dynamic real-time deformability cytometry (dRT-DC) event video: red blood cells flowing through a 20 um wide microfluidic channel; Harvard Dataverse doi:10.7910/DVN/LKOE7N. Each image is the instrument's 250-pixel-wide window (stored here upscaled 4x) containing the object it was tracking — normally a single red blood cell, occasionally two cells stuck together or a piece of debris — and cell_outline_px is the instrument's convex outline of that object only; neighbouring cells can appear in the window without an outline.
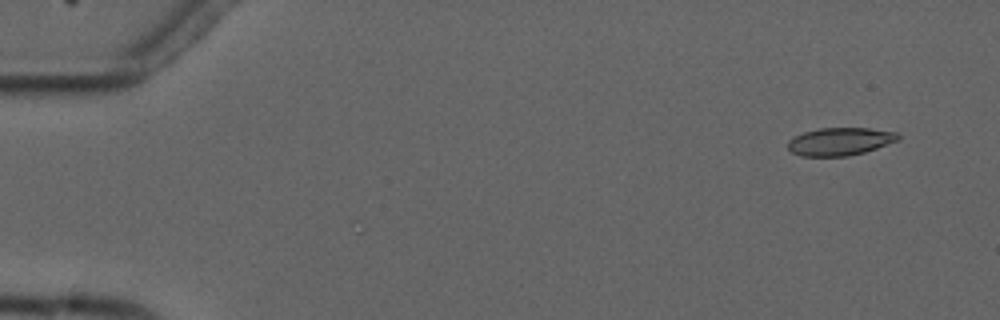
{"species": "common noctule bat (a hibernating species)", "species_latin": "Nyctalus noctula", "temperature_condition": "cold", "stored_images_in_passage": 13, "camera_frame_rate_fps": 3000, "um_per_image_px": 0.085, "animal": {"sex": "male", "forearm_length_mm": 52.5}, "frame": {"image": 1, "passage_image": 1, "time_ms": 0.0, "image_size_px": [1000, 320], "cell_outline_px": [[900, 140], [864, 152], [848, 156], [800, 156], [792, 152], [788, 148], [788, 140], [804, 132], [820, 128], [868, 128], [896, 132], [900, 136]], "centroid_in_image_um": [71.41, 12.03], "position_along_channel_um": 13.6, "area_um2": 17.8}}
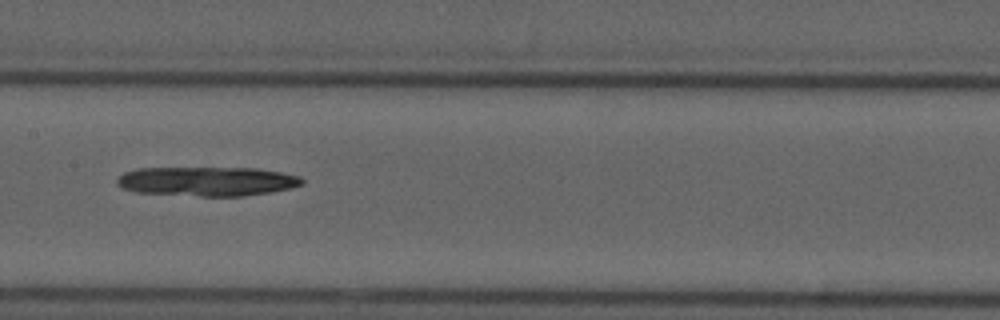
{"frame": {"image": 2, "passage_image": 9, "time_ms": 12.0, "image_size_px": [1000, 320], "cell_outline_px": [[304, 184], [292, 188], [244, 196], [200, 196], [136, 192], [124, 188], [116, 184], [116, 180], [124, 172], [136, 168], [256, 168], [280, 172], [300, 176], [304, 180]], "centroid_in_image_um": [17.61, 15.41], "position_along_channel_um": 189.8, "area_um2": 31.62}}
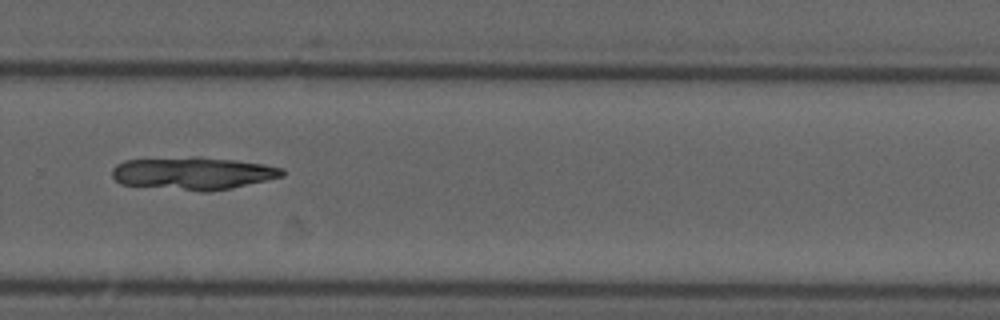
{"frame": {"image": 3, "passage_image": 12, "time_ms": 15.333, "image_size_px": [1000, 320], "cell_outline_px": [[284, 176], [228, 188], [208, 192], [200, 192], [120, 184], [112, 176], [112, 168], [116, 164], [124, 160], [196, 156], [200, 156], [236, 160], [264, 164], [284, 168]], "centroid_in_image_um": [16.38, 14.72], "position_along_channel_um": 313.4, "area_um2": 32.54}}